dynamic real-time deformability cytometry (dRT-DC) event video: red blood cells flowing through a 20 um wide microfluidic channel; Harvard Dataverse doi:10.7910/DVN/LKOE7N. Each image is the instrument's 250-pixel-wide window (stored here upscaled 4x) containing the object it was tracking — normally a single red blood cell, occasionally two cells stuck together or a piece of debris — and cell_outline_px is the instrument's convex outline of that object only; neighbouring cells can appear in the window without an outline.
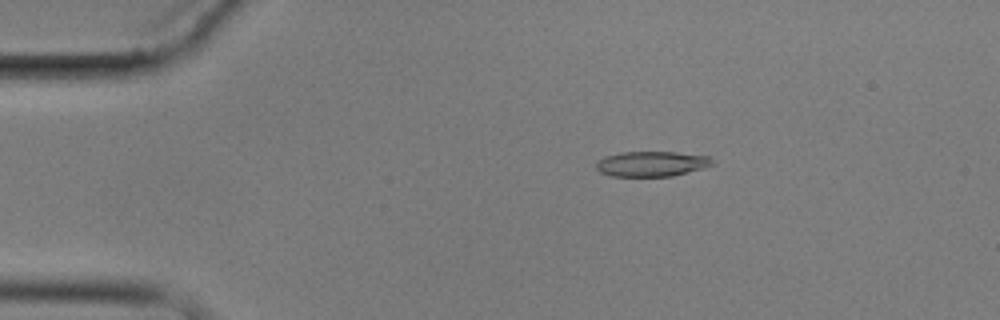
{"species": "common noctule bat (a hibernating species)", "species_latin": "Nyctalus noctula", "temperature_condition": "cold", "stored_images_in_passage": 6, "camera_frame_rate_fps": 3000, "um_per_image_px": 0.085, "animal": {"sex": "male", "body_mass_g": 17.9}, "frame": {"image": 1, "passage_image": 3, "time_ms": 3.333, "image_size_px": [1000, 320], "cell_outline_px": [[712, 164], [700, 168], [672, 176], [612, 176], [600, 172], [596, 168], [596, 160], [604, 156], [620, 152], [676, 152], [708, 156], [712, 160]], "centroid_in_image_um": [55.3, 13.92], "position_along_channel_um": 29.7, "area_um2": 16.88}}
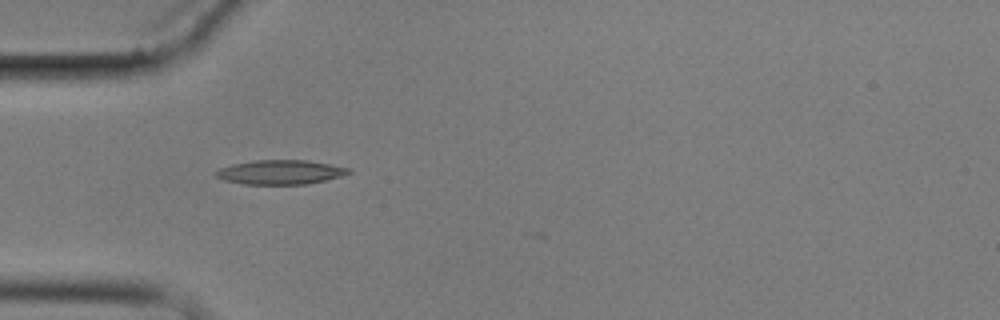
{"frame": {"image": 2, "passage_image": 5, "time_ms": 5.667, "image_size_px": [1000, 320], "cell_outline_px": [[352, 172], [340, 176], [308, 184], [244, 184], [224, 180], [216, 176], [212, 172], [220, 168], [232, 164], [252, 160], [308, 160], [352, 168]], "centroid_in_image_um": [23.82, 14.62], "position_along_channel_um": 61.2, "area_um2": 18.9}}
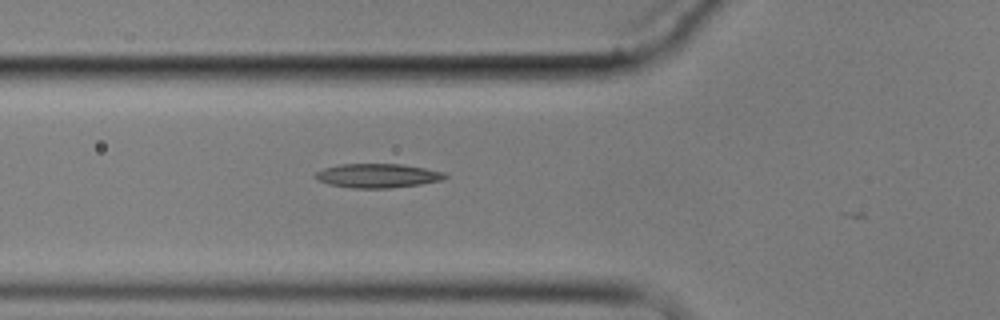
{"frame": {"image": 3, "passage_image": 6, "time_ms": 6.667, "image_size_px": [1000, 320], "cell_outline_px": [[448, 176], [440, 180], [420, 184], [388, 188], [352, 188], [328, 184], [316, 180], [312, 176], [316, 172], [324, 168], [340, 164], [400, 164], [424, 168], [444, 172]], "centroid_in_image_um": [32.03, 14.93], "position_along_channel_um": 93.8, "area_um2": 18.15}}